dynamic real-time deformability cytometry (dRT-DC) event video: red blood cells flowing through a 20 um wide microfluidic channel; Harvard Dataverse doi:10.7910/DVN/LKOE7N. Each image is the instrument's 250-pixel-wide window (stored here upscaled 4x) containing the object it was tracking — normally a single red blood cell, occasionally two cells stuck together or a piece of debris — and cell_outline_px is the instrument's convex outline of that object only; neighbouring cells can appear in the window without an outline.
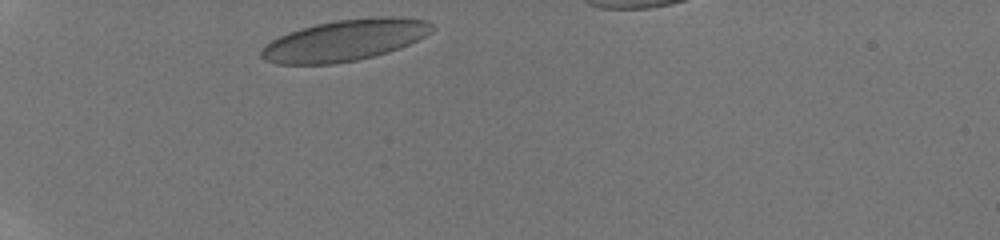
{"species": "human", "species_latin": "Homo sapiens", "temperature_condition": "room temperature", "stored_images_in_passage": 3, "camera_frame_rate_fps": 3000, "um_per_image_px": 0.085, "donor": {"sex": "male"}, "frame": {"image": 1, "passage_image": 1, "time_ms": 0.0, "image_size_px": [1000, 240], "cell_outline_px": [[432, 32], [400, 48], [388, 52], [356, 60], [336, 64], [276, 64], [264, 60], [260, 56], [260, 48], [272, 40], [288, 32], [300, 28], [316, 24], [336, 20], [376, 16], [396, 16], [428, 20], [432, 24]], "centroid_in_image_um": [29.29, 3.42], "position_along_channel_um": 55.7, "area_um2": 41.21}}
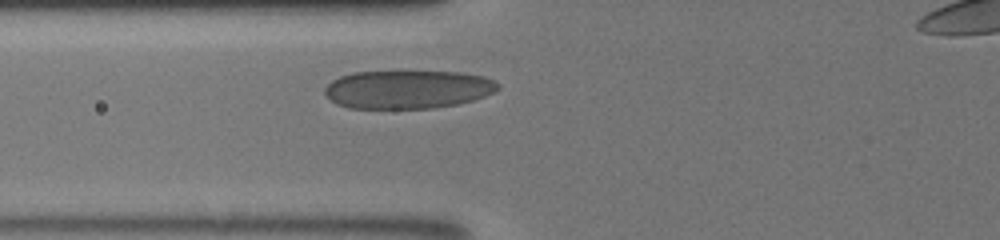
{"frame": {"image": 2, "passage_image": 3, "time_ms": 1.667, "image_size_px": [1000, 240], "cell_outline_px": [[500, 88], [496, 92], [472, 100], [456, 104], [432, 108], [348, 108], [336, 104], [324, 92], [324, 88], [332, 80], [340, 76], [352, 72], [464, 72], [484, 76], [496, 80], [500, 84]], "centroid_in_image_um": [34.69, 7.59], "position_along_channel_um": 91.1, "area_um2": 38.78}}